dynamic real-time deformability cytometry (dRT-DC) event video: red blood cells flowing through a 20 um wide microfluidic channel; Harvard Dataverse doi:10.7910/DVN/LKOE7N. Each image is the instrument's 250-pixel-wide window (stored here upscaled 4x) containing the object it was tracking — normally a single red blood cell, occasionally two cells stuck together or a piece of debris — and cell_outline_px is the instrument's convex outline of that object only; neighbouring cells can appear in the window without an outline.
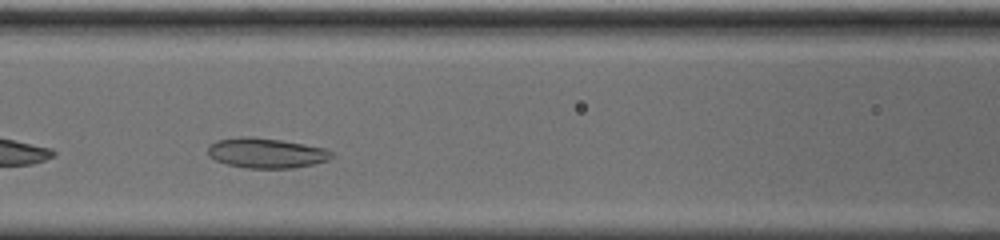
{"species": "common noctule bat (a hibernating species)", "species_latin": "Nyctalus noctula", "temperature_condition": "cold", "stored_images_in_passage": 29, "camera_frame_rate_fps": 3000, "um_per_image_px": 0.085, "animal": {"sex": "male", "body_mass_g": 20.0, "forearm_length_mm": 53.3}, "frame": {"image": 1, "passage_image": 9, "time_ms": 2.667, "image_size_px": [1000, 240], "cell_outline_px": [[332, 156], [328, 160], [312, 164], [292, 168], [248, 168], [228, 164], [216, 160], [208, 156], [208, 148], [216, 140], [240, 136], [248, 136], [280, 140], [304, 144], [324, 148], [332, 152]], "centroid_in_image_um": [22.61, 13.0], "position_along_channel_um": 144.0, "area_um2": 21.44}, "authors_computed_cell_mechanics": {"area_um2": 21.4438, "velocity_mm_per_s": 3.6402, "shape_relaxation_time_tau1_ms": null, "shape_relaxation_time_tau2_ms": 4.7065, "deformation_change_tau1": null, "deformation_change_tau2": 0.115}}